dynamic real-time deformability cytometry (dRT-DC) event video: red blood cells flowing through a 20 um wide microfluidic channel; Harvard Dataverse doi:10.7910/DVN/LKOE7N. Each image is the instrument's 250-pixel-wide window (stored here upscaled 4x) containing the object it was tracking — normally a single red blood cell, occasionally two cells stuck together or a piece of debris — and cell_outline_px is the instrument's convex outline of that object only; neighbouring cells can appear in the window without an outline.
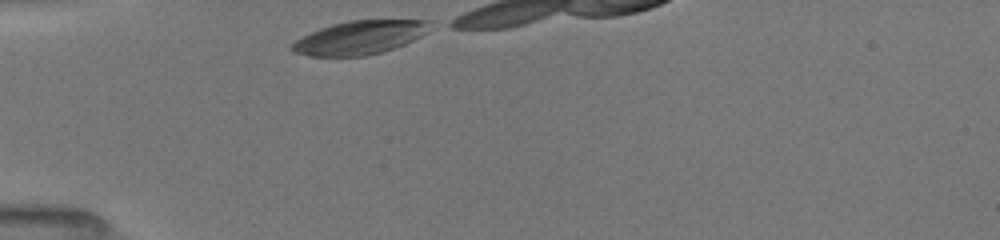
{"species": "common noctule bat (a hibernating species)", "species_latin": "Nyctalus noctula", "temperature_condition": "room temperature", "stored_images_in_passage": 7, "camera_frame_rate_fps": 3000, "um_per_image_px": 0.085, "animal": {"sex": "female", "body_mass_g": 19.5, "forearm_length_mm": 54.1}, "frame": {"image": 1, "passage_image": 1, "time_ms": 0.0, "image_size_px": [1000, 240], "cell_outline_px": [[436, 24], [428, 32], [404, 44], [368, 56], [308, 56], [292, 52], [292, 44], [296, 40], [320, 28], [332, 24], [348, 20], [432, 20]], "centroid_in_image_um": [30.63, 3.18], "position_along_channel_um": 54.4, "area_um2": 27.05}}
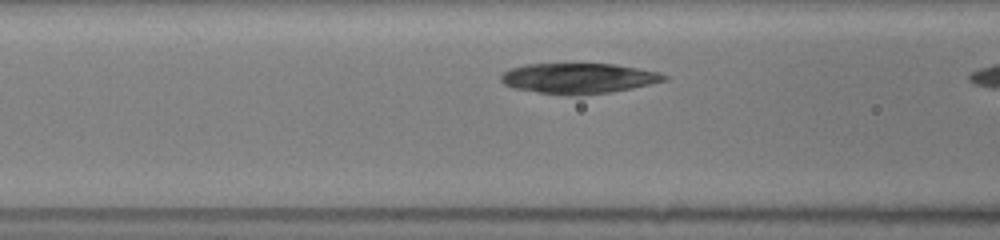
{"frame": {"image": 2, "passage_image": 6, "time_ms": 2.0, "image_size_px": [1000, 240], "cell_outline_px": [[668, 80], [632, 88], [608, 92], [580, 96], [564, 96], [536, 92], [512, 88], [504, 84], [500, 80], [500, 76], [504, 72], [512, 68], [524, 64], [616, 64], [656, 72], [668, 76]], "centroid_in_image_um": [49.13, 6.67], "position_along_channel_um": 117.5, "area_um2": 29.02}}